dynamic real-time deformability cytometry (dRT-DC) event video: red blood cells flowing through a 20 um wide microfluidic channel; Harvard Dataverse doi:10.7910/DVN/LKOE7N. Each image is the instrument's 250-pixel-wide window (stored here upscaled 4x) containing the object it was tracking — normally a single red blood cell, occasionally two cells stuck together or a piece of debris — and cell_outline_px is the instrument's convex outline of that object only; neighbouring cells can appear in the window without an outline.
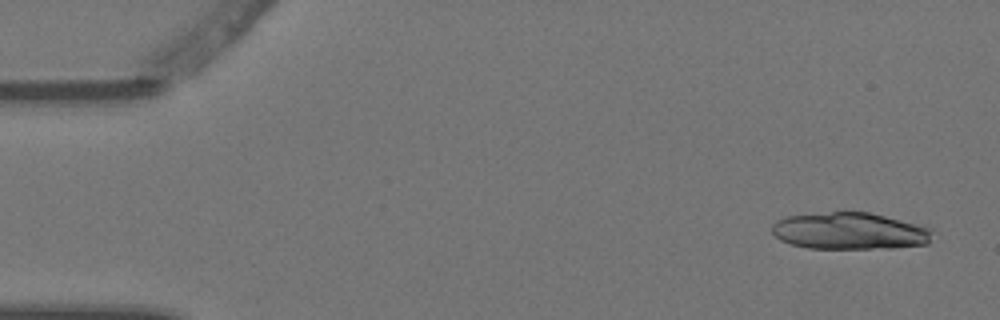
{"species": "Egyptian fruit bat (a non-hibernating species)", "species_latin": "Rousettus aegyptiacus", "temperature_condition": "warm", "stored_images_in_passage": 5, "camera_frame_rate_fps": 3000, "um_per_image_px": 0.085, "animal": {"sex": "female"}, "frame": {"image": 1, "passage_image": 1, "time_ms": 0.0, "image_size_px": [1000, 320], "cell_outline_px": [[932, 228], [928, 244], [892, 248], [808, 248], [792, 244], [780, 240], [772, 232], [772, 224], [776, 220], [788, 216], [832, 212], [868, 212]], "centroid_in_image_um": [72.2, 19.64], "position_along_channel_um": 12.8, "area_um2": 34.16}}